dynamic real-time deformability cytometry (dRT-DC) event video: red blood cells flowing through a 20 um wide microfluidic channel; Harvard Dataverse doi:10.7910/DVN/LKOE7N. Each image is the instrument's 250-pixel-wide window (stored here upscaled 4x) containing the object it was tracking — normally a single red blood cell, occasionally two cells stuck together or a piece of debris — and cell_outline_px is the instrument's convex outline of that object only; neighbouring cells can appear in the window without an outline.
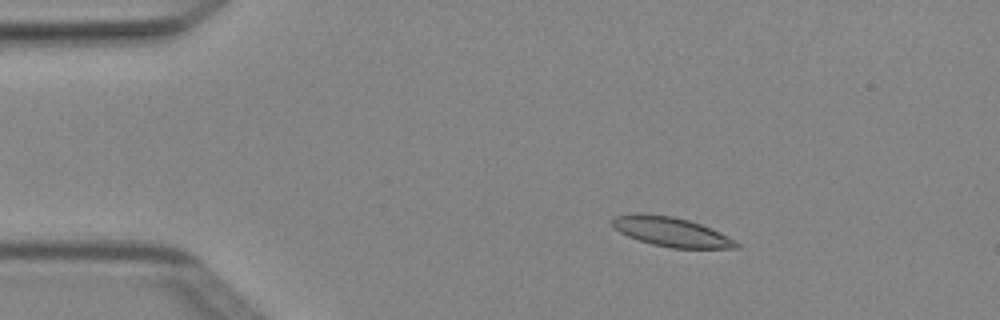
{"species": "Egyptian fruit bat (a non-hibernating species)", "species_latin": "Rousettus aegyptiacus", "temperature_condition": "cold", "stored_images_in_passage": 5, "camera_frame_rate_fps": 3000, "um_per_image_px": 0.085, "animal": {"sex": "female"}, "frame": {"image": 1, "passage_image": 3, "time_ms": 0.667, "image_size_px": [1000, 320], "cell_outline_px": [[740, 248], [672, 248], [652, 244], [628, 236], [612, 228], [612, 216], [632, 212], [640, 212], [672, 216], [688, 220], [700, 224], [720, 232], [736, 240], [740, 244]], "centroid_in_image_um": [57.01, 19.68], "position_along_channel_um": 28.0, "area_um2": 21.5}}
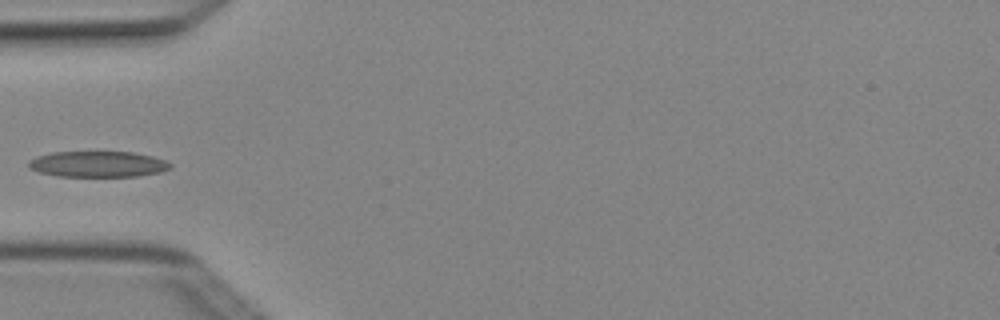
{"frame": {"image": 2, "passage_image": 5, "time_ms": 1.333, "image_size_px": [1000, 320], "cell_outline_px": [[172, 168], [160, 172], [140, 176], [56, 176], [40, 172], [28, 168], [28, 160], [36, 156], [52, 152], [132, 152], [152, 156], [164, 160], [172, 164]], "centroid_in_image_um": [8.31, 13.95], "position_along_channel_um": 76.7, "area_um2": 21.44}}